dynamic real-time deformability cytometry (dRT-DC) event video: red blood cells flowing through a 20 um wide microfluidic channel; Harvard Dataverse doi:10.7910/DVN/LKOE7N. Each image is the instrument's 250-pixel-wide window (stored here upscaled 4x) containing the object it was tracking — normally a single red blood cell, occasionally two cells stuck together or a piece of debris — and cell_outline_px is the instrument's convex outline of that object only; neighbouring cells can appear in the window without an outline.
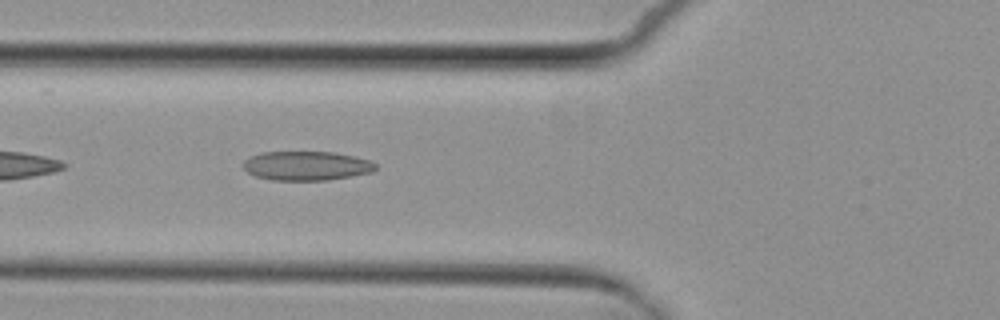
{"species": "common noctule bat (a hibernating species)", "species_latin": "Nyctalus noctula", "temperature_condition": "cold", "stored_images_in_passage": 6, "camera_frame_rate_fps": 3000, "um_per_image_px": 0.085, "animal": {"sex": "female", "body_mass_g": 29.2, "forearm_length_mm": 56.3}, "frame": {"image": 1, "passage_image": 6, "time_ms": 6.667, "image_size_px": [1000, 320], "cell_outline_px": [[376, 168], [372, 172], [352, 176], [328, 180], [272, 180], [256, 176], [248, 172], [244, 168], [244, 160], [248, 156], [260, 152], [332, 152], [352, 156], [368, 160], [376, 164]], "centroid_in_image_um": [26.02, 14.09], "position_along_channel_um": 99.8, "area_um2": 22.43}}